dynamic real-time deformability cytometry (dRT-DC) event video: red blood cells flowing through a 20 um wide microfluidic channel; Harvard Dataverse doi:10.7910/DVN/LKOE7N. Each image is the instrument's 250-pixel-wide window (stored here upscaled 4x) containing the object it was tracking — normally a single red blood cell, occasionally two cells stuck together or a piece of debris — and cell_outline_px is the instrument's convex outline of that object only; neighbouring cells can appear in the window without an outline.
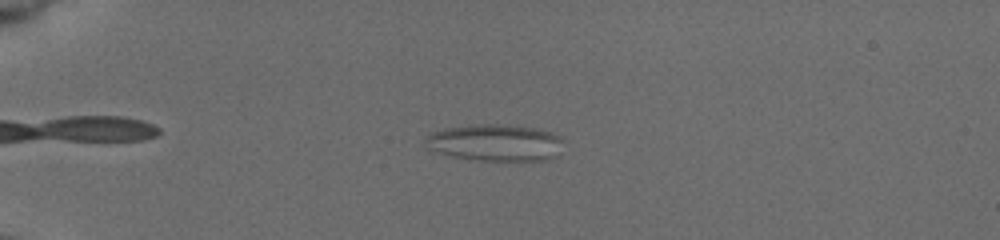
{"species": "common noctule bat (a hibernating species)", "species_latin": "Nyctalus noctula", "temperature_condition": "cold", "stored_images_in_passage": 54, "camera_frame_rate_fps": 3000, "um_per_image_px": 0.085, "animal": {"sex": "female", "body_mass_g": 19.5, "forearm_length_mm": 54.1}, "frame": {"image": 1, "passage_image": 11, "time_ms": 3.333, "image_size_px": [1000, 240], "cell_outline_px": [[556, 140], [544, 160], [480, 160], [456, 156], [440, 152], [436, 148], [428, 136], [436, 132], [448, 128], [484, 124], [524, 128], [548, 132], [556, 136]], "centroid_in_image_um": [41.99, 12.13], "position_along_channel_um": 43.0, "area_um2": 26.24}}
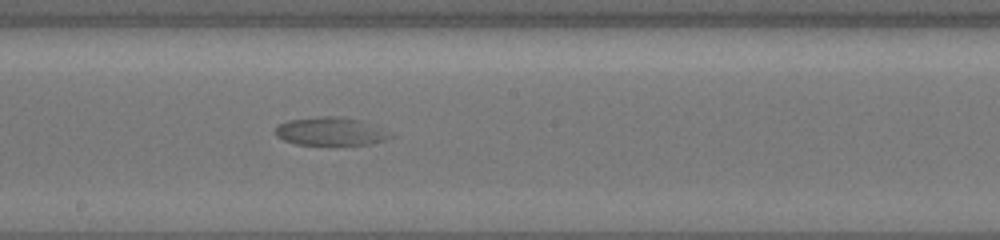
{"frame": {"image": 2, "passage_image": 30, "time_ms": 9.667, "image_size_px": [1000, 240], "cell_outline_px": [[380, 140], [368, 144], [300, 144], [284, 140], [276, 136], [276, 128], [280, 124], [288, 120], [320, 116], [340, 116], [360, 120]], "centroid_in_image_um": [27.7, 11.14], "position_along_channel_um": 220.5, "area_um2": 16.88}}
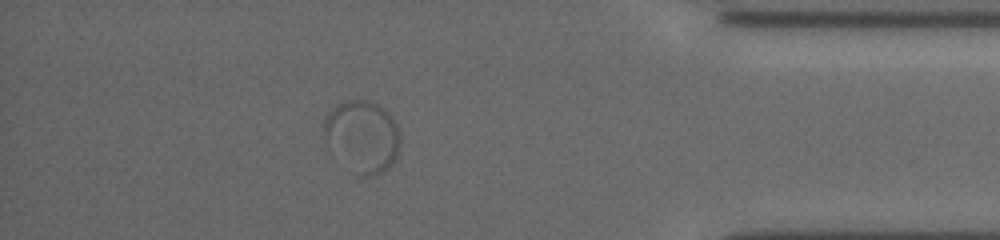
{"frame": {"image": 3, "passage_image": 48, "time_ms": 15.667, "image_size_px": [1000, 240], "cell_outline_px": [[400, 144], [396, 160], [384, 172], [364, 180], [348, 172], [324, 140], [324, 120], [328, 112], [340, 104], [348, 100], [364, 100], [376, 104], [396, 124], [400, 140]], "centroid_in_image_um": [30.77, 11.71], "position_along_channel_um": 404.4, "area_um2": 32.31}}